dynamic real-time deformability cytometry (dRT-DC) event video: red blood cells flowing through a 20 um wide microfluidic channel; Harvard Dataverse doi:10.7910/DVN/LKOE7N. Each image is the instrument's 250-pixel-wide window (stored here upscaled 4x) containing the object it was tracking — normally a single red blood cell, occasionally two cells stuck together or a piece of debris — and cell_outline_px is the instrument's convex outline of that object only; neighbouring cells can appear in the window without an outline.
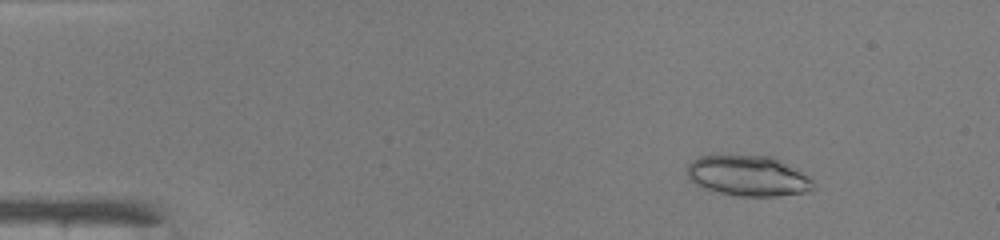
{"species": "common noctule bat (a hibernating species)", "species_latin": "Nyctalus noctula", "temperature_condition": "warm", "stored_images_in_passage": 48, "camera_frame_rate_fps": 3000, "um_per_image_px": 0.085, "animal": {"sex": "male", "body_mass_g": 19.0, "forearm_length_mm": 50.8}, "frame": {"image": 1, "passage_image": 6, "time_ms": 1.667, "image_size_px": [1000, 240], "cell_outline_px": [[816, 188], [804, 192], [776, 196], [736, 196], [704, 188], [688, 180], [688, 164], [692, 160], [700, 156], [772, 156], [808, 176], [812, 180]], "centroid_in_image_um": [63.58, 14.96], "position_along_channel_um": 21.4, "area_um2": 29.42}}
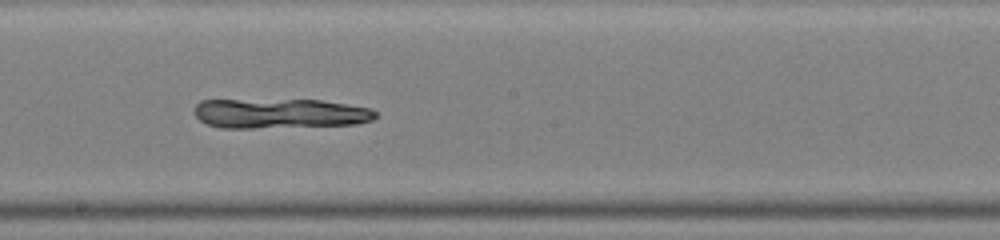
{"frame": {"image": 2, "passage_image": 27, "time_ms": 8.667, "image_size_px": [1000, 240], "cell_outline_px": [[376, 116], [372, 120], [356, 124], [252, 128], [220, 128], [208, 124], [200, 120], [196, 116], [196, 104], [200, 100], [320, 100], [372, 108], [376, 112]], "centroid_in_image_um": [23.79, 9.64], "position_along_channel_um": 224.4, "area_um2": 31.27}}
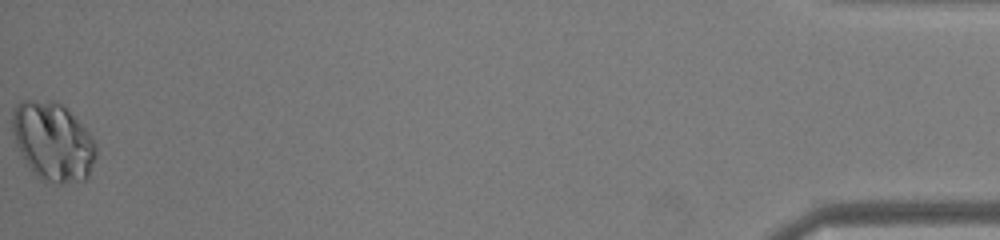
{"frame": {"image": 3, "passage_image": 48, "time_ms": 15.667, "image_size_px": [1000, 240], "cell_outline_px": [[96, 156], [88, 176], [84, 180], [60, 184], [40, 180], [32, 172], [24, 160], [16, 144], [12, 132], [12, 108], [20, 100], [56, 100], [92, 136], [96, 144]], "centroid_in_image_um": [4.46, 12.04], "position_along_channel_um": 430.7, "area_um2": 38.38}}